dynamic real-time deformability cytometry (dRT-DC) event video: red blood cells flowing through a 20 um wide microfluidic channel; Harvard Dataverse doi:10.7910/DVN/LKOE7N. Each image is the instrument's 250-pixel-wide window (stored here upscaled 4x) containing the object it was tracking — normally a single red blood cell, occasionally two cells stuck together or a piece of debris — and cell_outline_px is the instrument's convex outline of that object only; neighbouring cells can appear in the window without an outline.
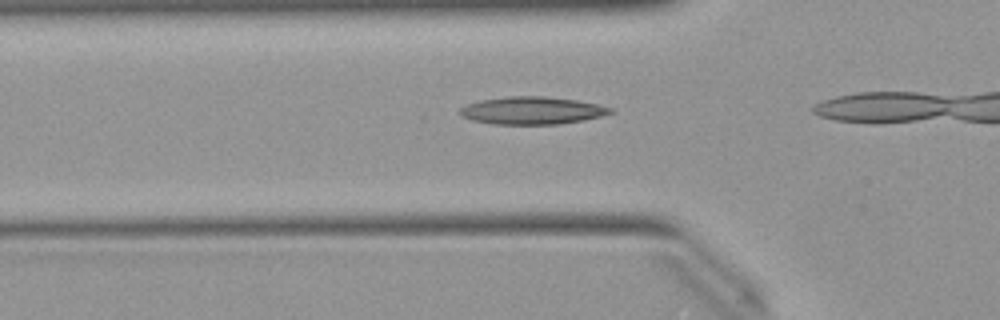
{"species": "Egyptian fruit bat (a non-hibernating species)", "species_latin": "Rousettus aegyptiacus", "temperature_condition": "warm", "stored_images_in_passage": 26, "camera_frame_rate_fps": 3000, "um_per_image_px": 0.085, "animal": {"sex": "female"}, "frame": {"image": 1, "passage_image": 4, "time_ms": 1.0, "image_size_px": [1000, 320], "cell_outline_px": [[616, 112], [584, 120], [556, 124], [492, 124], [472, 120], [460, 116], [460, 108], [464, 104], [480, 100], [508, 96], [544, 96], [576, 100], [596, 104], [612, 108]], "centroid_in_image_um": [45.19, 9.39], "position_along_channel_um": 80.6, "area_um2": 24.22}}
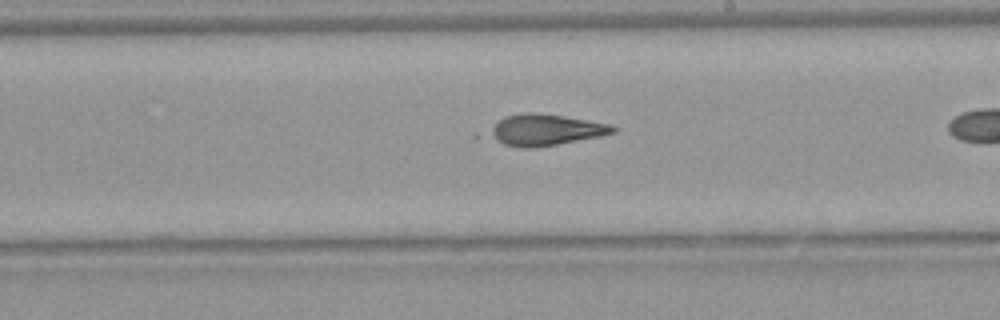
{"frame": {"image": 2, "passage_image": 16, "time_ms": 5.0, "image_size_px": [1000, 320], "cell_outline_px": [[620, 128], [616, 132], [600, 136], [556, 144], [532, 148], [524, 148], [504, 144], [488, 136], [484, 132], [504, 116], [524, 112], [532, 112], [564, 116], [612, 124]], "centroid_in_image_um": [46.34, 11.03], "position_along_channel_um": 242.7, "area_um2": 22.66}}
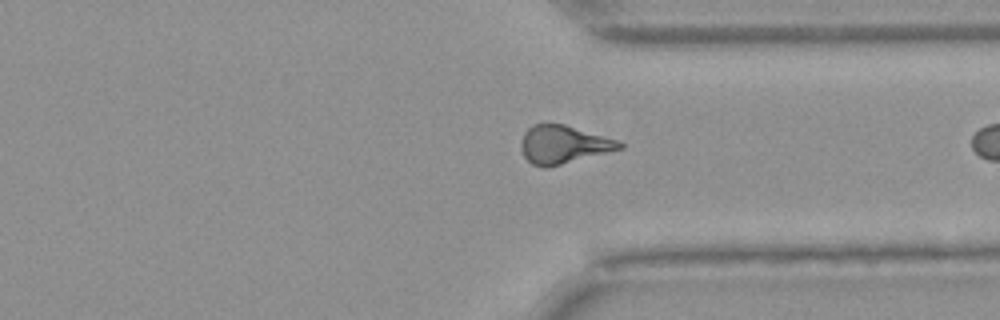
{"frame": {"image": 3, "passage_image": 25, "time_ms": 8.0, "image_size_px": [1000, 320], "cell_outline_px": [[624, 148], [544, 168], [532, 164], [520, 152], [520, 144], [524, 132], [532, 124], [544, 120], [564, 124], [616, 140], [624, 144]], "centroid_in_image_um": [47.81, 12.24], "position_along_channel_um": 363.6, "area_um2": 22.02}}